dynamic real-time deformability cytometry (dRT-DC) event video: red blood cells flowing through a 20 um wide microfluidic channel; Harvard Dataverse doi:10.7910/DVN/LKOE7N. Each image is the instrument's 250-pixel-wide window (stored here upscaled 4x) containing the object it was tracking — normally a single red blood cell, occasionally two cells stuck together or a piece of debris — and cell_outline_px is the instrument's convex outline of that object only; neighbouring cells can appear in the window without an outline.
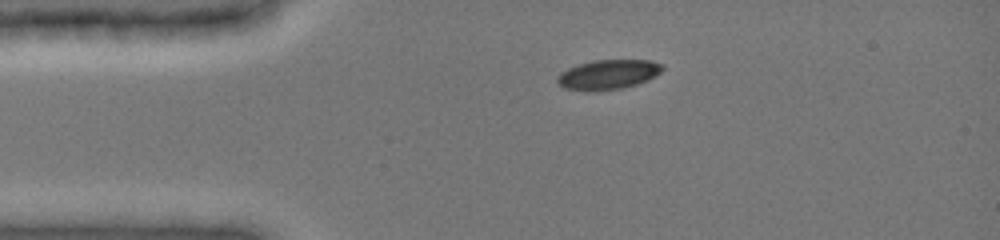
{"species": "common noctule bat (a hibernating species)", "species_latin": "Nyctalus noctula", "temperature_condition": "cold", "stored_images_in_passage": 2, "camera_frame_rate_fps": 3000, "um_per_image_px": 0.085, "animal": {"sex": "female", "body_mass_g": 19.0, "forearm_length_mm": 51.5}, "frame": {"image": 1, "passage_image": 1, "time_ms": 0.0, "image_size_px": [1000, 240], "cell_outline_px": [[664, 68], [660, 72], [648, 80], [636, 84], [620, 88], [584, 92], [564, 88], [556, 80], [560, 72], [568, 68], [592, 60], [652, 60], [664, 64]], "centroid_in_image_um": [51.69, 6.33], "position_along_channel_um": 33.3, "area_um2": 18.21}}